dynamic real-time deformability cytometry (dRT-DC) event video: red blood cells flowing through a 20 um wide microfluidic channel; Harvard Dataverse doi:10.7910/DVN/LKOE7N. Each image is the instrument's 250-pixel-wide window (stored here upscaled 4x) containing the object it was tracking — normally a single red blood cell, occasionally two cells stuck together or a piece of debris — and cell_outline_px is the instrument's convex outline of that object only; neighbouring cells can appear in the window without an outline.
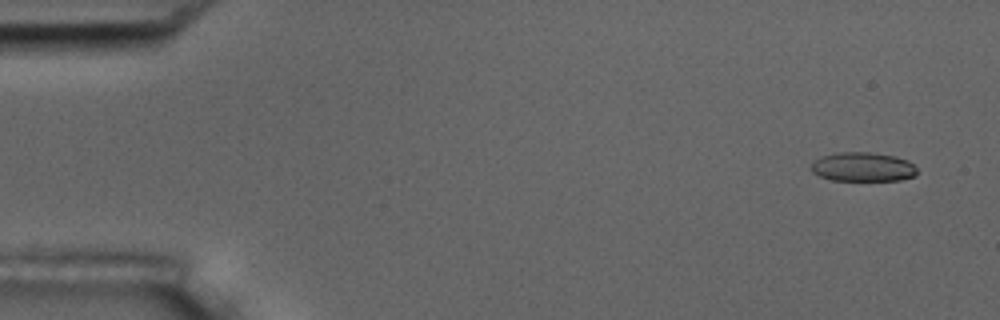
{"species": "common noctule bat (a hibernating species)", "species_latin": "Nyctalus noctula", "temperature_condition": "room temperature", "stored_images_in_passage": 10, "camera_frame_rate_fps": 3000, "um_per_image_px": 0.085, "animal": {"sex": "male", "body_mass_g": 17.5, "forearm_length_mm": 52.3}, "frame": {"image": 1, "passage_image": 1, "time_ms": 0.0, "image_size_px": [1000, 320], "cell_outline_px": [[916, 176], [900, 180], [832, 180], [820, 176], [812, 172], [812, 164], [820, 156], [836, 152], [868, 152], [896, 156], [908, 160], [916, 168]], "centroid_in_image_um": [73.35, 14.18], "position_along_channel_um": 11.6, "area_um2": 17.98}}
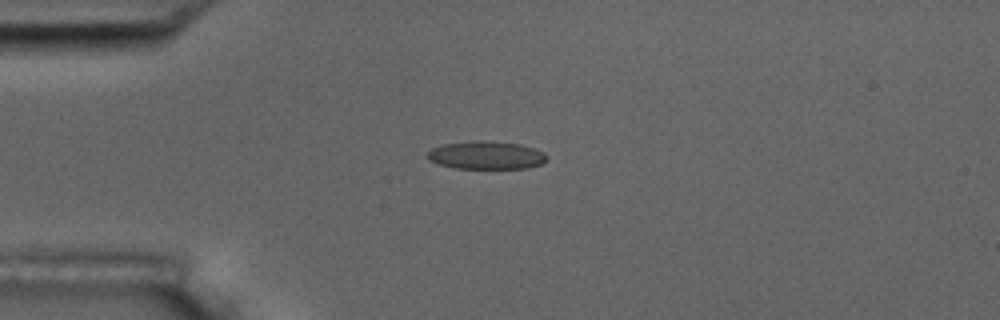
{"frame": {"image": 2, "passage_image": 4, "time_ms": 3.667, "image_size_px": [1000, 320], "cell_outline_px": [[548, 160], [540, 164], [528, 168], [452, 168], [428, 160], [424, 156], [432, 148], [444, 144], [472, 140], [520, 144], [536, 148], [544, 152], [548, 156]], "centroid_in_image_um": [41.33, 13.19], "position_along_channel_um": 43.7, "area_um2": 19.59}}
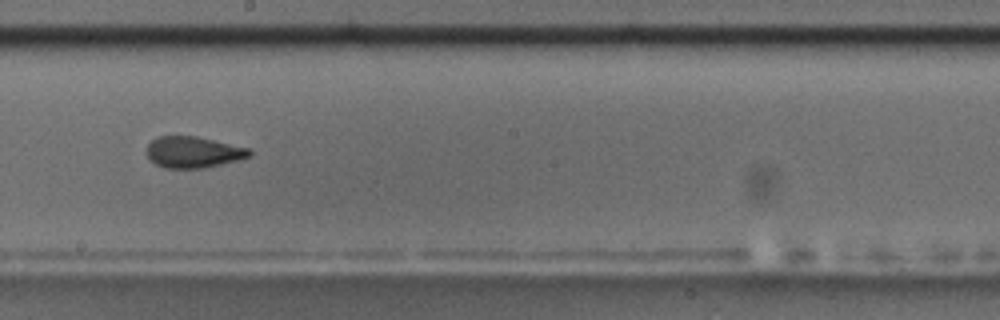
{"frame": {"image": 3, "passage_image": 9, "time_ms": 9.333, "image_size_px": [1000, 320], "cell_outline_px": [[252, 156], [204, 168], [164, 168], [148, 160], [148, 144], [156, 136], [196, 136], [252, 148]], "centroid_in_image_um": [16.45, 12.92], "position_along_channel_um": 231.8, "area_um2": 18.84}}